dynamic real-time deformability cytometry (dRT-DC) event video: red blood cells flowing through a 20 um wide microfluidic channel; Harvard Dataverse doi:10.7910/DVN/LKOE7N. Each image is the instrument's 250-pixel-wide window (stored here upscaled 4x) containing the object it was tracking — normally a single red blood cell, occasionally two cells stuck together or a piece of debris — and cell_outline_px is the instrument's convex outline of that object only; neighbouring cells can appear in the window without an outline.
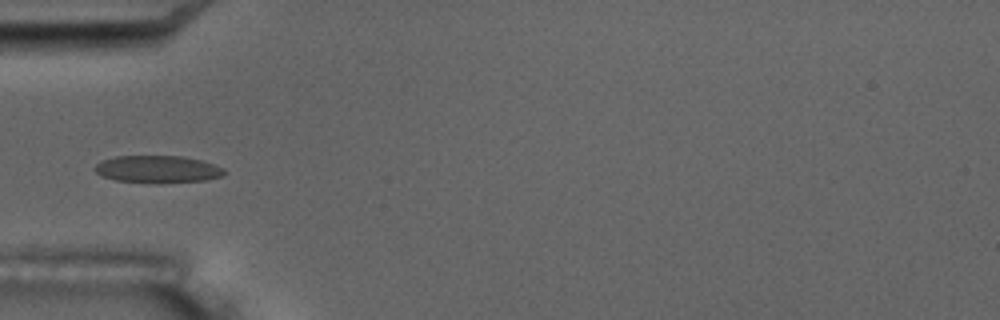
{"species": "common noctule bat (a hibernating species)", "species_latin": "Nyctalus noctula", "temperature_condition": "room temperature", "stored_images_in_passage": 15, "camera_frame_rate_fps": 3000, "um_per_image_px": 0.085, "animal": {"sex": "male", "body_mass_g": 17.5, "forearm_length_mm": 52.3}, "frame": {"image": 1, "passage_image": 5, "time_ms": 5.667, "image_size_px": [1000, 320], "cell_outline_px": [[228, 172], [224, 176], [204, 180], [156, 184], [116, 180], [104, 176], [96, 172], [92, 168], [100, 160], [116, 156], [184, 156], [200, 160], [224, 168]], "centroid_in_image_um": [13.41, 14.39], "position_along_channel_um": 71.6, "area_um2": 20.87}}
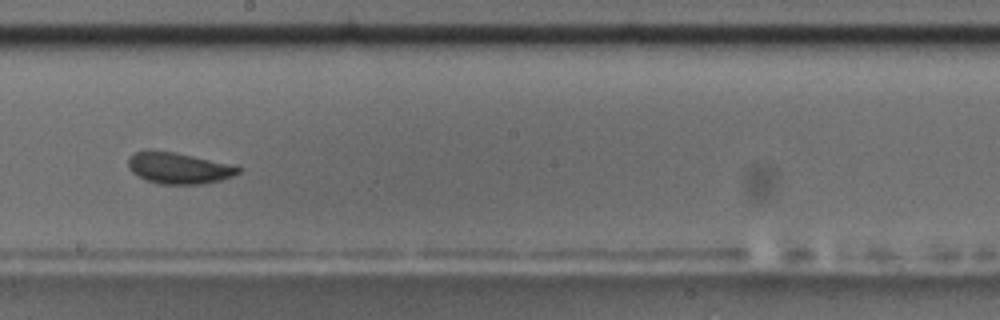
{"frame": {"image": 2, "passage_image": 9, "time_ms": 10.333, "image_size_px": [1000, 320], "cell_outline_px": [[244, 168], [240, 172], [232, 176], [220, 180], [204, 184], [160, 184], [148, 180], [132, 172], [128, 168], [128, 156], [136, 152], [148, 148], [176, 152], [228, 164]], "centroid_in_image_um": [15.15, 14.26], "position_along_channel_um": 233.1, "area_um2": 20.17}, "authors_computed_cell_mechanics": {"area_um2": 20.1722, "velocity_mm_per_s": 3.4701, "shape_relaxation_time_tau1_ms": 2.1681, "shape_relaxation_time_tau2_ms": 1.3306, "deformation_change_tau1": 0.0782, "deformation_change_tau2": 0.0774}}